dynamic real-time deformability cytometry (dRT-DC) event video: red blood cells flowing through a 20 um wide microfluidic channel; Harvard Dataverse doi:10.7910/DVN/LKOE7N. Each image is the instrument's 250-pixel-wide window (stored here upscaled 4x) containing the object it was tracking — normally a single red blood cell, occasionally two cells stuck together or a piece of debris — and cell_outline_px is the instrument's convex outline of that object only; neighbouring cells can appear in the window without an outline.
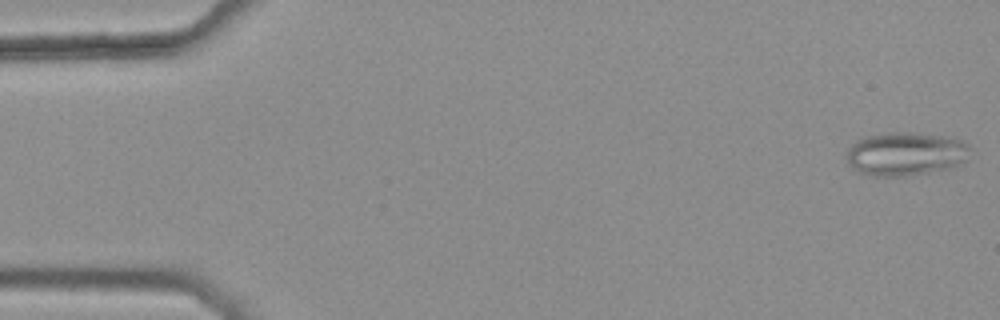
{"species": "common noctule bat (a hibernating species)", "species_latin": "Nyctalus noctula", "temperature_condition": "warm", "stored_images_in_passage": 47, "camera_frame_rate_fps": 3000, "um_per_image_px": 0.085, "animal": {"sex": "female", "body_mass_g": 25.1}, "frame": {"image": 1, "passage_image": 1, "time_ms": 0.0, "image_size_px": [1000, 320], "cell_outline_px": [[972, 148], [968, 160], [952, 168], [904, 176], [872, 176], [860, 172], [848, 164], [848, 148], [852, 144], [868, 136], [892, 132], [908, 132], [940, 136], [964, 140]], "centroid_in_image_um": [77.06, 13.09], "position_along_channel_um": 7.9, "area_um2": 31.27}}
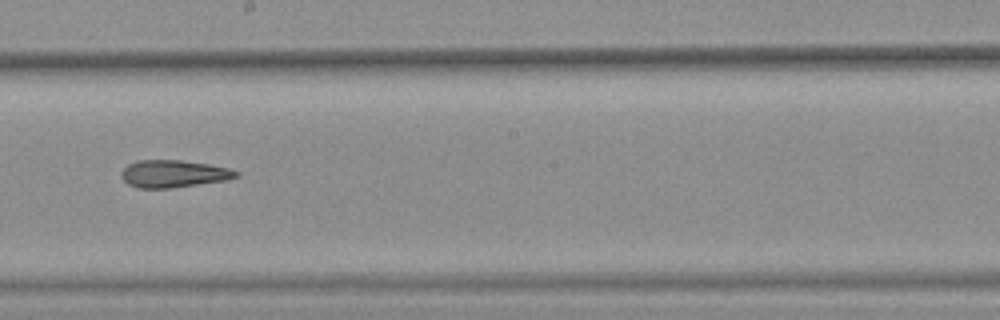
{"frame": {"image": 2, "passage_image": 30, "time_ms": 9.667, "image_size_px": [1000, 320], "cell_outline_px": [[240, 176], [228, 180], [172, 188], [136, 188], [128, 184], [120, 176], [120, 172], [128, 164], [140, 160], [180, 160], [208, 164], [228, 168], [240, 172]], "centroid_in_image_um": [14.76, 14.78], "position_along_channel_um": 233.4, "area_um2": 18.44}}
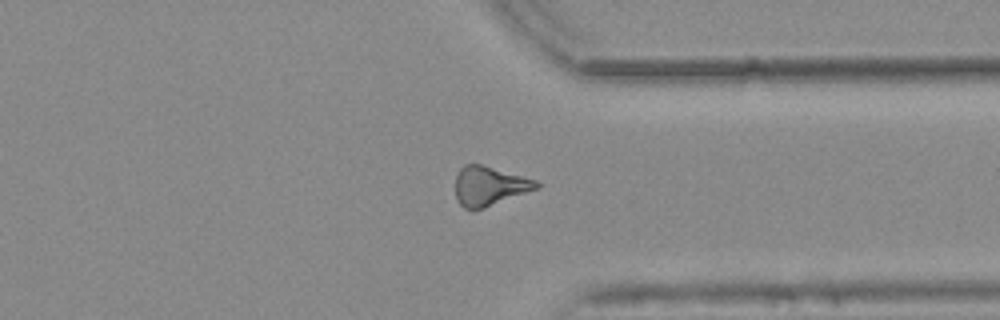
{"frame": {"image": 3, "passage_image": 41, "time_ms": 13.333, "image_size_px": [1000, 320], "cell_outline_px": [[540, 188], [484, 208], [472, 212], [464, 208], [456, 200], [456, 176], [460, 168], [464, 164], [480, 164], [536, 180], [540, 184]], "centroid_in_image_um": [41.58, 15.84], "position_along_channel_um": 369.8, "area_um2": 18.67}, "authors_computed_cell_mechanics": {"area_um2": 18.785, "velocity_mm_per_s": 3.759, "shape_relaxation_time_tau1_ms": null, "shape_relaxation_time_tau2_ms": 8.2866, "deformation_change_tau1": null, "deformation_change_tau2": 0.2402}}